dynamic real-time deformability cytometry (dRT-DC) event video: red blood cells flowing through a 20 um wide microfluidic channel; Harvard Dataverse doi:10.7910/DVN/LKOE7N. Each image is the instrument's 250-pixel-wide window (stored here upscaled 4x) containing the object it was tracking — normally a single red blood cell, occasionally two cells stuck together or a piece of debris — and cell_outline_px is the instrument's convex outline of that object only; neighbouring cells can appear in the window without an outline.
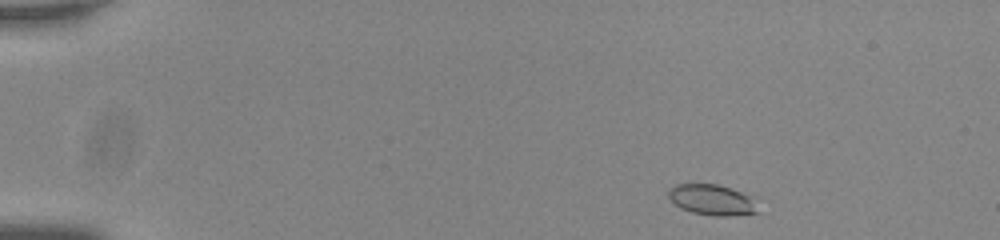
{"species": "common noctule bat (a hibernating species)", "species_latin": "Nyctalus noctula", "temperature_condition": "room temperature", "stored_images_in_passage": 49, "camera_frame_rate_fps": 3000, "um_per_image_px": 0.085, "animal": {"sex": "male", "body_mass_g": 20.0, "forearm_length_mm": 53.3}, "frame": {"image": 1, "passage_image": 1, "time_ms": 0.0, "image_size_px": [1000, 240], "cell_outline_px": [[760, 212], [728, 216], [712, 216], [692, 212], [680, 208], [668, 196], [668, 192], [676, 184], [716, 184], [740, 192], [748, 196]], "centroid_in_image_um": [60.48, 17.0], "position_along_channel_um": 24.5, "area_um2": 15.55}}
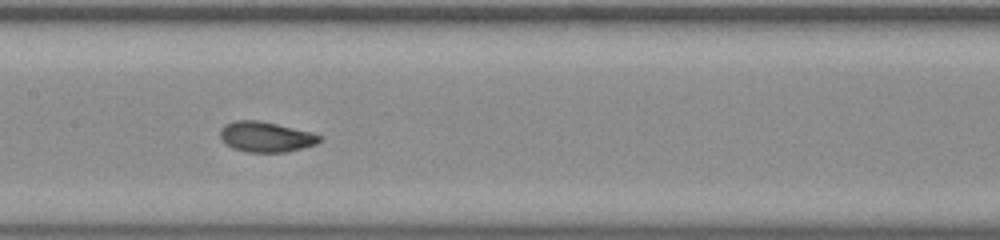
{"frame": {"image": 2, "passage_image": 22, "time_ms": 7.0, "image_size_px": [1000, 240], "cell_outline_px": [[320, 140], [316, 144], [284, 152], [248, 152], [232, 148], [220, 136], [220, 128], [224, 124], [236, 120], [256, 120], [276, 124], [308, 132], [320, 136]], "centroid_in_image_um": [22.54, 11.63], "position_along_channel_um": 184.9, "area_um2": 17.11}}
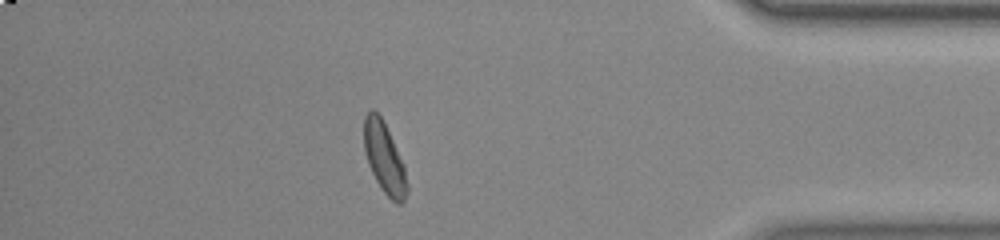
{"frame": {"image": 3, "passage_image": 42, "time_ms": 13.667, "image_size_px": [1000, 240], "cell_outline_px": [[408, 192], [404, 200], [400, 204], [396, 204], [380, 188], [368, 164], [364, 152], [364, 116], [372, 108], [380, 116], [404, 164], [408, 184]], "centroid_in_image_um": [32.67, 13.47], "position_along_channel_um": 402.5, "area_um2": 17.63}, "authors_computed_cell_mechanics": {"area_um2": 17.34, "velocity_mm_per_s": 3.7448, "shape_relaxation_time_tau1_ms": 3.81, "shape_relaxation_time_tau2_ms": 0.7919, "deformation_change_tau1": 0.1204, "deformation_change_tau2": 0.0418}}